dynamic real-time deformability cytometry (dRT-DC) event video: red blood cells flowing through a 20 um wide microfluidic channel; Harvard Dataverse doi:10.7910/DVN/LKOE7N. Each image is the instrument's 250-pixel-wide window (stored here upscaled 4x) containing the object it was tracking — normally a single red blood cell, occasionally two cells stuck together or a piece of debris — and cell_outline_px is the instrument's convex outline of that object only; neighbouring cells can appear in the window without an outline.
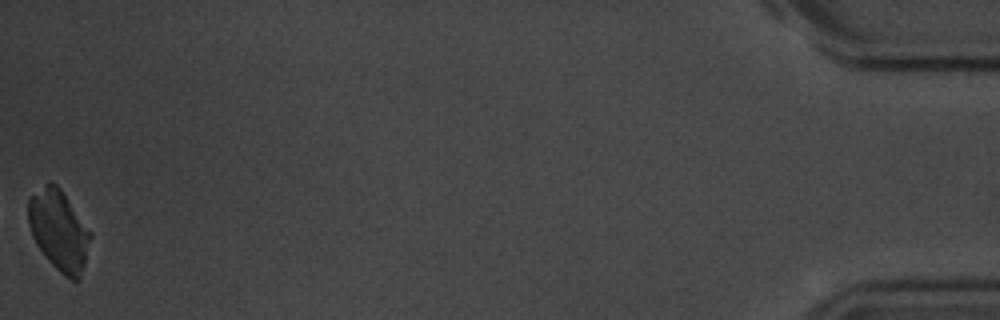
{"species": "common noctule bat (a hibernating species)", "species_latin": "Nyctalus noctula", "temperature_condition": "room temperature", "stored_images_in_passage": 54, "camera_frame_rate_fps": 3000, "um_per_image_px": 0.085, "animal": {"sex": "male", "body_mass_g": 20.1, "forearm_length_mm": 53.5}, "frame": {"image": 1, "passage_image": 54, "time_ms": 17.667, "image_size_px": [1000, 320], "cell_outline_px": [[92, 236], [80, 280], [72, 280], [64, 276], [44, 256], [36, 244], [32, 236], [28, 224], [28, 200], [32, 196], [48, 184], [56, 184], [60, 188], [92, 232]], "centroid_in_image_um": [5.03, 19.63], "position_along_channel_um": 430.2, "area_um2": 28.84}}